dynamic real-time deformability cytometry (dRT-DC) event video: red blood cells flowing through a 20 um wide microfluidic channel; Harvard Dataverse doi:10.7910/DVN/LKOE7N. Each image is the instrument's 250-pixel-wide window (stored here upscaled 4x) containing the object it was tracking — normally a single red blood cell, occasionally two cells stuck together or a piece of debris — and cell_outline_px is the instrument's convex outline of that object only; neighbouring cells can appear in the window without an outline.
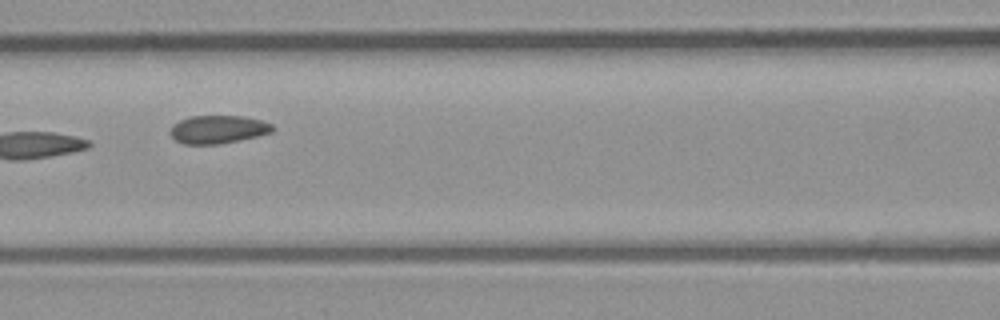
{"species": "common noctule bat (a hibernating species)", "species_latin": "Nyctalus noctula", "temperature_condition": "room temperature", "stored_images_in_passage": 8, "camera_frame_rate_fps": 3000, "um_per_image_px": 0.085, "animal": {"sex": "male", "body_mass_g": 23.1, "forearm_length_mm": 52.7}, "frame": {"image": 1, "passage_image": 5, "time_ms": 1.333, "image_size_px": [1000, 320], "cell_outline_px": [[276, 128], [272, 132], [256, 136], [220, 144], [184, 144], [176, 140], [172, 136], [172, 124], [180, 120], [192, 116], [244, 116], [260, 120], [272, 124]], "centroid_in_image_um": [18.56, 10.99], "position_along_channel_um": 148.0, "area_um2": 16.59}}
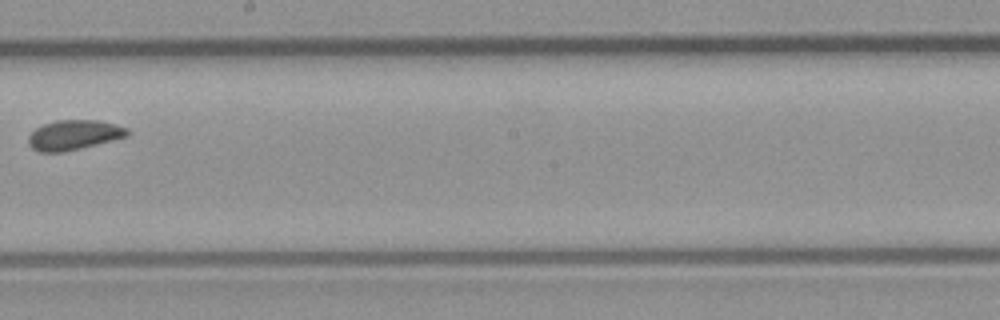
{"frame": {"image": 2, "passage_image": 7, "time_ms": 2.0, "image_size_px": [1000, 320], "cell_outline_px": [[132, 132], [128, 136], [64, 152], [40, 152], [32, 148], [28, 144], [28, 136], [36, 128], [44, 124], [56, 120], [100, 120], [128, 128]], "centroid_in_image_um": [6.29, 11.46], "position_along_channel_um": 241.9, "area_um2": 17.22}}
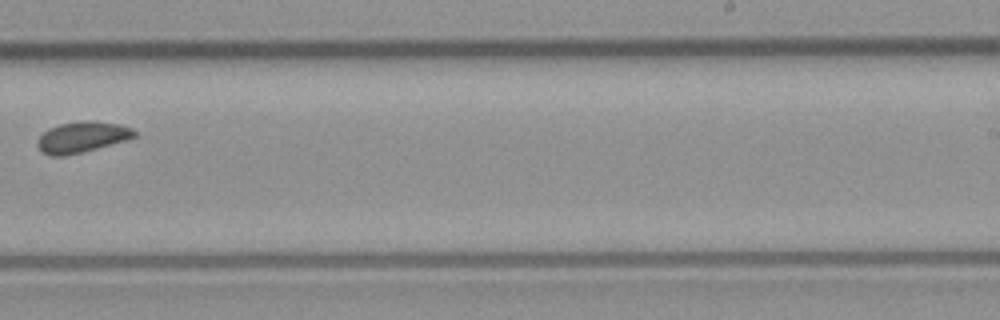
{"frame": {"image": 3, "passage_image": 8, "time_ms": 2.333, "image_size_px": [1000, 320], "cell_outline_px": [[136, 136], [128, 140], [64, 156], [52, 156], [44, 152], [36, 144], [40, 136], [48, 128], [60, 124], [80, 120], [92, 120], [120, 124], [132, 128], [136, 132]], "centroid_in_image_um": [7.0, 11.63], "position_along_channel_um": 282.0, "area_um2": 17.4}}